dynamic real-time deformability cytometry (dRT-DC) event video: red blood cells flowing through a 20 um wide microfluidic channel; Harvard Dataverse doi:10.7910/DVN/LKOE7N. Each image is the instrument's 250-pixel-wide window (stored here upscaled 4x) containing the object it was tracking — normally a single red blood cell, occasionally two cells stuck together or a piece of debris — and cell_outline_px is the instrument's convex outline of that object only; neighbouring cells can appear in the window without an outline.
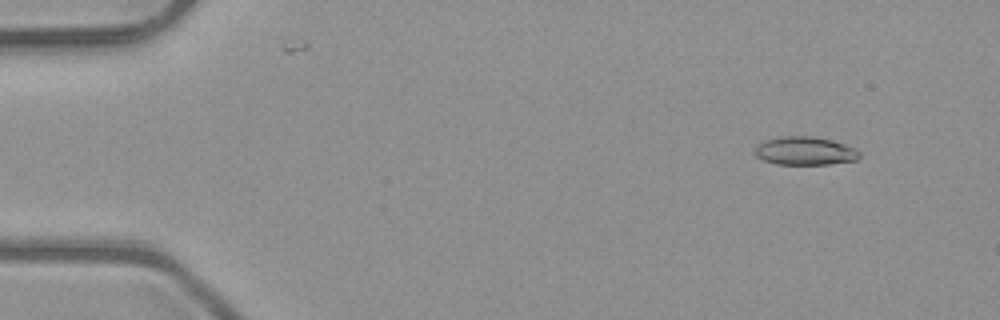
{"species": "common noctule bat (a hibernating species)", "species_latin": "Nyctalus noctula", "temperature_condition": "room temperature", "stored_images_in_passage": 51, "camera_frame_rate_fps": 3000, "um_per_image_px": 0.085, "animal": {"sex": "male", "body_mass_g": 23.1, "forearm_length_mm": 52.7}, "frame": {"image": 1, "passage_image": 5, "time_ms": 1.333, "image_size_px": [1000, 320], "cell_outline_px": [[860, 156], [856, 160], [828, 164], [776, 164], [764, 160], [756, 156], [756, 144], [764, 140], [780, 136], [812, 136], [832, 140], [856, 148], [860, 152]], "centroid_in_image_um": [68.42, 12.82], "position_along_channel_um": 16.6, "area_um2": 17.28}}
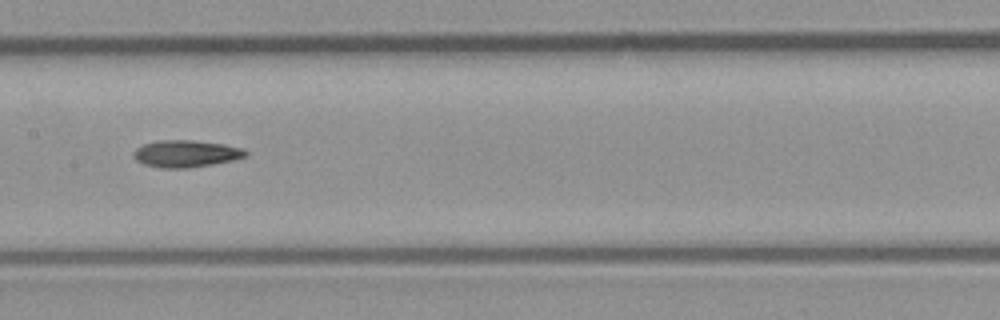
{"frame": {"image": 2, "passage_image": 26, "time_ms": 8.333, "image_size_px": [1000, 320], "cell_outline_px": [[248, 156], [232, 160], [212, 164], [188, 168], [160, 168], [144, 164], [136, 160], [132, 156], [132, 152], [136, 148], [144, 144], [156, 140], [192, 140], [224, 144], [244, 148], [248, 152]], "centroid_in_image_um": [15.8, 13.06], "position_along_channel_um": 191.6, "area_um2": 17.8}}
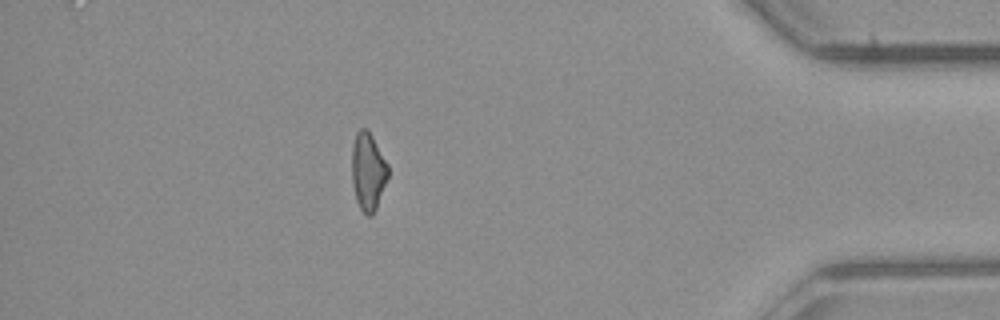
{"frame": {"image": 3, "passage_image": 45, "time_ms": 14.667, "image_size_px": [1000, 320], "cell_outline_px": [[388, 176], [376, 208], [372, 216], [368, 216], [360, 208], [356, 200], [352, 184], [352, 148], [356, 132], [360, 128], [364, 128], [372, 136], [388, 164]], "centroid_in_image_um": [31.27, 14.58], "position_along_channel_um": 403.9, "area_um2": 16.24}, "authors_computed_cell_mechanics": {"area_um2": 17.1666, "velocity_mm_per_s": 4.0675, "shape_relaxation_time_tau1_ms": null, "shape_relaxation_time_tau2_ms": 7.546, "deformation_change_tau1": null, "deformation_change_tau2": 0.1847}}